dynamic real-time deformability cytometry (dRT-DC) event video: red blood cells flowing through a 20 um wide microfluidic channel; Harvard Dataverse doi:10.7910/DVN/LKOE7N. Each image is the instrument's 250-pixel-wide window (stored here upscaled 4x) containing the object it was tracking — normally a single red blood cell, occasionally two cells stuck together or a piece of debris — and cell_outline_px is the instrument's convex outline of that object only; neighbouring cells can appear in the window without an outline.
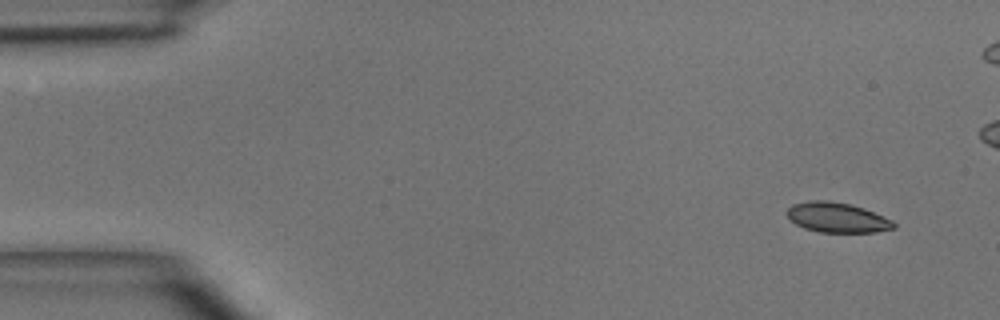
{"species": "common noctule bat (a hibernating species)", "species_latin": "Nyctalus noctula", "temperature_condition": "room temperature", "stored_images_in_passage": 4, "camera_frame_rate_fps": 3000, "um_per_image_px": 0.085, "animal": {"sex": "male", "body_mass_g": 15.6}, "frame": {"image": 1, "passage_image": 1, "time_ms": 0.0, "image_size_px": [1000, 320], "cell_outline_px": [[896, 228], [876, 232], [820, 232], [804, 228], [796, 224], [784, 212], [792, 204], [808, 200], [828, 200], [848, 204], [864, 208], [892, 220], [896, 224]], "centroid_in_image_um": [71.14, 18.48], "position_along_channel_um": 13.9, "area_um2": 18.67}}